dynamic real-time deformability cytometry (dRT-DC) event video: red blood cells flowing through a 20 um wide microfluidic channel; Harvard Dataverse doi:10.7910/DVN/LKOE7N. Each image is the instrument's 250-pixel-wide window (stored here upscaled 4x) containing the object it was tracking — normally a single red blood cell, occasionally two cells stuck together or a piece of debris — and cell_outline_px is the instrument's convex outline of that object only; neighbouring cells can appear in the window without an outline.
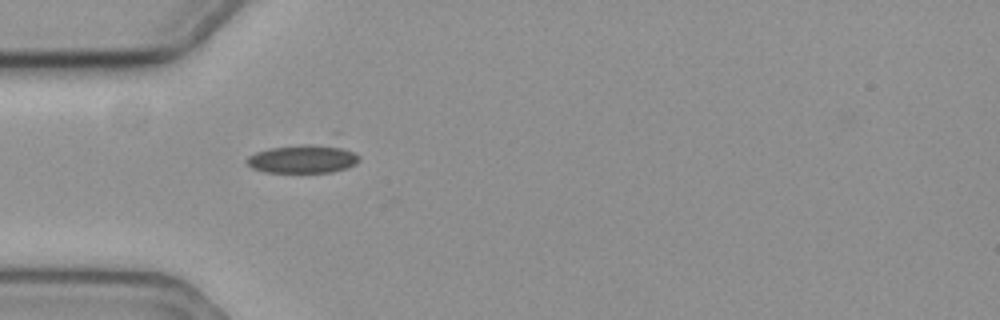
{"species": "common noctule bat (a hibernating species)", "species_latin": "Nyctalus noctula", "temperature_condition": "cold", "stored_images_in_passage": 41, "camera_frame_rate_fps": 3000, "um_per_image_px": 0.085, "animal": {"sex": "female", "body_mass_g": 19.3, "forearm_length_mm": 54.1}, "frame": {"image": 1, "passage_image": 1, "time_ms": 0.0, "image_size_px": [1000, 320], "cell_outline_px": [[360, 160], [356, 164], [348, 168], [332, 172], [264, 172], [252, 168], [244, 160], [248, 156], [256, 152], [272, 148], [300, 144], [332, 144], [352, 152], [360, 156]], "centroid_in_image_um": [25.76, 13.5], "position_along_channel_um": 59.2, "area_um2": 18.73}}
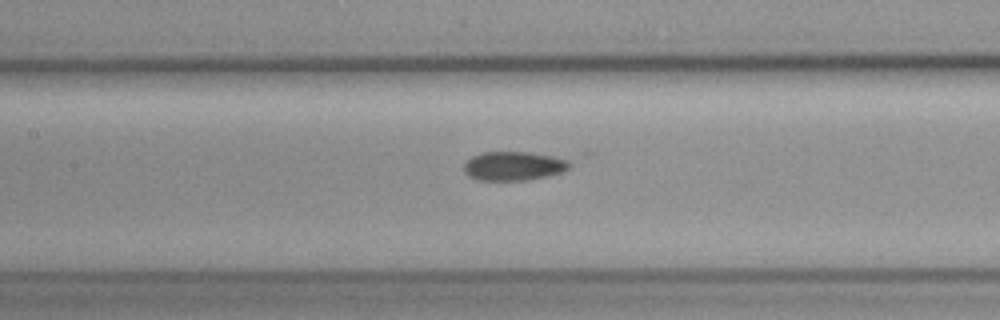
{"frame": {"image": 2, "passage_image": 10, "time_ms": 3.0, "image_size_px": [1000, 320], "cell_outline_px": [[572, 164], [568, 168], [560, 172], [528, 180], [476, 180], [468, 176], [464, 172], [464, 164], [472, 156], [484, 152], [528, 152], [552, 156], [568, 160]], "centroid_in_image_um": [43.62, 14.11], "position_along_channel_um": 163.8, "area_um2": 17.69}}
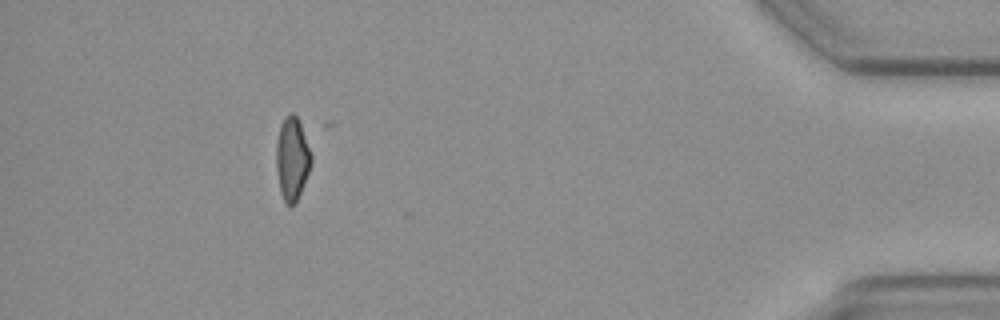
{"frame": {"image": 3, "passage_image": 36, "time_ms": 11.667, "image_size_px": [1000, 320], "cell_outline_px": [[312, 160], [308, 172], [296, 204], [288, 204], [284, 200], [280, 192], [276, 168], [276, 140], [280, 124], [284, 116], [292, 112], [296, 116], [300, 124], [312, 156]], "centroid_in_image_um": [24.8, 13.47], "position_along_channel_um": 410.4, "area_um2": 16.82}}